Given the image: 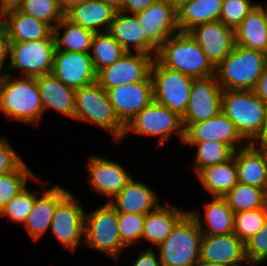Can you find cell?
I'll list each match as a JSON object with an SVG mask.
<instances>
[{
    "label": "cell",
    "mask_w": 267,
    "mask_h": 266,
    "mask_svg": "<svg viewBox=\"0 0 267 266\" xmlns=\"http://www.w3.org/2000/svg\"><path fill=\"white\" fill-rule=\"evenodd\" d=\"M0 110L8 119L38 124L44 114L36 77L0 78Z\"/></svg>",
    "instance_id": "cell-1"
},
{
    "label": "cell",
    "mask_w": 267,
    "mask_h": 266,
    "mask_svg": "<svg viewBox=\"0 0 267 266\" xmlns=\"http://www.w3.org/2000/svg\"><path fill=\"white\" fill-rule=\"evenodd\" d=\"M163 66L194 79L215 75V67L188 32L178 31L158 49L155 57Z\"/></svg>",
    "instance_id": "cell-2"
},
{
    "label": "cell",
    "mask_w": 267,
    "mask_h": 266,
    "mask_svg": "<svg viewBox=\"0 0 267 266\" xmlns=\"http://www.w3.org/2000/svg\"><path fill=\"white\" fill-rule=\"evenodd\" d=\"M222 112L247 143H254L264 129L267 104L253 90H223Z\"/></svg>",
    "instance_id": "cell-3"
},
{
    "label": "cell",
    "mask_w": 267,
    "mask_h": 266,
    "mask_svg": "<svg viewBox=\"0 0 267 266\" xmlns=\"http://www.w3.org/2000/svg\"><path fill=\"white\" fill-rule=\"evenodd\" d=\"M267 63V54L234 45L215 67V77L223 90H253Z\"/></svg>",
    "instance_id": "cell-4"
},
{
    "label": "cell",
    "mask_w": 267,
    "mask_h": 266,
    "mask_svg": "<svg viewBox=\"0 0 267 266\" xmlns=\"http://www.w3.org/2000/svg\"><path fill=\"white\" fill-rule=\"evenodd\" d=\"M202 237L197 221L188 211L158 247L161 266H196Z\"/></svg>",
    "instance_id": "cell-5"
},
{
    "label": "cell",
    "mask_w": 267,
    "mask_h": 266,
    "mask_svg": "<svg viewBox=\"0 0 267 266\" xmlns=\"http://www.w3.org/2000/svg\"><path fill=\"white\" fill-rule=\"evenodd\" d=\"M74 119L91 122L111 132L115 142L124 138L125 126L118 119L107 91L97 82L76 89Z\"/></svg>",
    "instance_id": "cell-6"
},
{
    "label": "cell",
    "mask_w": 267,
    "mask_h": 266,
    "mask_svg": "<svg viewBox=\"0 0 267 266\" xmlns=\"http://www.w3.org/2000/svg\"><path fill=\"white\" fill-rule=\"evenodd\" d=\"M84 242L87 247L103 252L116 261L126 249L121 241L118 213L109 202L89 214L85 213Z\"/></svg>",
    "instance_id": "cell-7"
},
{
    "label": "cell",
    "mask_w": 267,
    "mask_h": 266,
    "mask_svg": "<svg viewBox=\"0 0 267 266\" xmlns=\"http://www.w3.org/2000/svg\"><path fill=\"white\" fill-rule=\"evenodd\" d=\"M150 76L153 83V101L178 113L186 112L194 78L163 66L154 58Z\"/></svg>",
    "instance_id": "cell-8"
},
{
    "label": "cell",
    "mask_w": 267,
    "mask_h": 266,
    "mask_svg": "<svg viewBox=\"0 0 267 266\" xmlns=\"http://www.w3.org/2000/svg\"><path fill=\"white\" fill-rule=\"evenodd\" d=\"M130 132L142 136H156L158 145H163L173 134L178 135L182 143L185 137L182 117L155 101L139 112L125 127L124 138Z\"/></svg>",
    "instance_id": "cell-9"
},
{
    "label": "cell",
    "mask_w": 267,
    "mask_h": 266,
    "mask_svg": "<svg viewBox=\"0 0 267 266\" xmlns=\"http://www.w3.org/2000/svg\"><path fill=\"white\" fill-rule=\"evenodd\" d=\"M55 50L54 33L36 41L10 43L8 72L18 69L22 76L27 77L49 74L52 71Z\"/></svg>",
    "instance_id": "cell-10"
},
{
    "label": "cell",
    "mask_w": 267,
    "mask_h": 266,
    "mask_svg": "<svg viewBox=\"0 0 267 266\" xmlns=\"http://www.w3.org/2000/svg\"><path fill=\"white\" fill-rule=\"evenodd\" d=\"M70 192L57 204L50 230L64 247L74 251L84 241L85 211Z\"/></svg>",
    "instance_id": "cell-11"
},
{
    "label": "cell",
    "mask_w": 267,
    "mask_h": 266,
    "mask_svg": "<svg viewBox=\"0 0 267 266\" xmlns=\"http://www.w3.org/2000/svg\"><path fill=\"white\" fill-rule=\"evenodd\" d=\"M222 93L223 89L215 75L194 79L182 123L195 124L215 117L222 111Z\"/></svg>",
    "instance_id": "cell-12"
},
{
    "label": "cell",
    "mask_w": 267,
    "mask_h": 266,
    "mask_svg": "<svg viewBox=\"0 0 267 266\" xmlns=\"http://www.w3.org/2000/svg\"><path fill=\"white\" fill-rule=\"evenodd\" d=\"M154 57L136 52H126L111 66L101 69L97 73V83L104 89L120 85L144 81L151 72Z\"/></svg>",
    "instance_id": "cell-13"
},
{
    "label": "cell",
    "mask_w": 267,
    "mask_h": 266,
    "mask_svg": "<svg viewBox=\"0 0 267 266\" xmlns=\"http://www.w3.org/2000/svg\"><path fill=\"white\" fill-rule=\"evenodd\" d=\"M142 26L146 41L156 50L179 30L177 9L165 0H156L144 11L135 14Z\"/></svg>",
    "instance_id": "cell-14"
},
{
    "label": "cell",
    "mask_w": 267,
    "mask_h": 266,
    "mask_svg": "<svg viewBox=\"0 0 267 266\" xmlns=\"http://www.w3.org/2000/svg\"><path fill=\"white\" fill-rule=\"evenodd\" d=\"M110 103L126 127L133 118L153 101V83L149 75L144 81L120 85L107 90Z\"/></svg>",
    "instance_id": "cell-15"
},
{
    "label": "cell",
    "mask_w": 267,
    "mask_h": 266,
    "mask_svg": "<svg viewBox=\"0 0 267 266\" xmlns=\"http://www.w3.org/2000/svg\"><path fill=\"white\" fill-rule=\"evenodd\" d=\"M51 73L75 90L97 81L90 54L55 50Z\"/></svg>",
    "instance_id": "cell-16"
},
{
    "label": "cell",
    "mask_w": 267,
    "mask_h": 266,
    "mask_svg": "<svg viewBox=\"0 0 267 266\" xmlns=\"http://www.w3.org/2000/svg\"><path fill=\"white\" fill-rule=\"evenodd\" d=\"M87 168L91 189L111 200L132 180L126 168L102 156H90Z\"/></svg>",
    "instance_id": "cell-17"
},
{
    "label": "cell",
    "mask_w": 267,
    "mask_h": 266,
    "mask_svg": "<svg viewBox=\"0 0 267 266\" xmlns=\"http://www.w3.org/2000/svg\"><path fill=\"white\" fill-rule=\"evenodd\" d=\"M188 33L202 48L214 67L232 51L235 45L234 30L220 20L197 25Z\"/></svg>",
    "instance_id": "cell-18"
},
{
    "label": "cell",
    "mask_w": 267,
    "mask_h": 266,
    "mask_svg": "<svg viewBox=\"0 0 267 266\" xmlns=\"http://www.w3.org/2000/svg\"><path fill=\"white\" fill-rule=\"evenodd\" d=\"M185 137L183 142H205L214 140L231 145L235 150L247 142L237 131L235 125L220 111L215 117L195 124H183ZM239 144V148L237 146Z\"/></svg>",
    "instance_id": "cell-19"
},
{
    "label": "cell",
    "mask_w": 267,
    "mask_h": 266,
    "mask_svg": "<svg viewBox=\"0 0 267 266\" xmlns=\"http://www.w3.org/2000/svg\"><path fill=\"white\" fill-rule=\"evenodd\" d=\"M0 25L5 29L10 43L36 41L53 33L48 24L23 13L15 5L0 10Z\"/></svg>",
    "instance_id": "cell-20"
},
{
    "label": "cell",
    "mask_w": 267,
    "mask_h": 266,
    "mask_svg": "<svg viewBox=\"0 0 267 266\" xmlns=\"http://www.w3.org/2000/svg\"><path fill=\"white\" fill-rule=\"evenodd\" d=\"M200 261L226 266L247 263L245 244L232 232L225 235H203Z\"/></svg>",
    "instance_id": "cell-21"
},
{
    "label": "cell",
    "mask_w": 267,
    "mask_h": 266,
    "mask_svg": "<svg viewBox=\"0 0 267 266\" xmlns=\"http://www.w3.org/2000/svg\"><path fill=\"white\" fill-rule=\"evenodd\" d=\"M238 182L265 189L267 186V149L247 143L234 152Z\"/></svg>",
    "instance_id": "cell-22"
},
{
    "label": "cell",
    "mask_w": 267,
    "mask_h": 266,
    "mask_svg": "<svg viewBox=\"0 0 267 266\" xmlns=\"http://www.w3.org/2000/svg\"><path fill=\"white\" fill-rule=\"evenodd\" d=\"M108 32L126 52H132L131 47H134L136 52L154 58L157 55V51L146 41L144 30L134 14L116 11Z\"/></svg>",
    "instance_id": "cell-23"
},
{
    "label": "cell",
    "mask_w": 267,
    "mask_h": 266,
    "mask_svg": "<svg viewBox=\"0 0 267 266\" xmlns=\"http://www.w3.org/2000/svg\"><path fill=\"white\" fill-rule=\"evenodd\" d=\"M159 197L147 184L132 180L109 203L117 213L147 214L159 206Z\"/></svg>",
    "instance_id": "cell-24"
},
{
    "label": "cell",
    "mask_w": 267,
    "mask_h": 266,
    "mask_svg": "<svg viewBox=\"0 0 267 266\" xmlns=\"http://www.w3.org/2000/svg\"><path fill=\"white\" fill-rule=\"evenodd\" d=\"M44 113L53 108L70 118H75V93L72 87L63 84L52 73L36 77Z\"/></svg>",
    "instance_id": "cell-25"
},
{
    "label": "cell",
    "mask_w": 267,
    "mask_h": 266,
    "mask_svg": "<svg viewBox=\"0 0 267 266\" xmlns=\"http://www.w3.org/2000/svg\"><path fill=\"white\" fill-rule=\"evenodd\" d=\"M68 193V190L55 186L48 190L46 189L42 192V197L35 199L33 209L23 224L34 241L39 240L48 231L57 204Z\"/></svg>",
    "instance_id": "cell-26"
},
{
    "label": "cell",
    "mask_w": 267,
    "mask_h": 266,
    "mask_svg": "<svg viewBox=\"0 0 267 266\" xmlns=\"http://www.w3.org/2000/svg\"><path fill=\"white\" fill-rule=\"evenodd\" d=\"M116 11L102 0H85L65 12L71 22L81 25L94 33L109 30ZM101 29V30H100Z\"/></svg>",
    "instance_id": "cell-27"
},
{
    "label": "cell",
    "mask_w": 267,
    "mask_h": 266,
    "mask_svg": "<svg viewBox=\"0 0 267 266\" xmlns=\"http://www.w3.org/2000/svg\"><path fill=\"white\" fill-rule=\"evenodd\" d=\"M234 34L236 45L267 54V15L264 7L255 6Z\"/></svg>",
    "instance_id": "cell-28"
},
{
    "label": "cell",
    "mask_w": 267,
    "mask_h": 266,
    "mask_svg": "<svg viewBox=\"0 0 267 266\" xmlns=\"http://www.w3.org/2000/svg\"><path fill=\"white\" fill-rule=\"evenodd\" d=\"M204 206L205 212L202 219L198 210L189 211L197 221L203 235H225L233 232L235 213L228 207L223 197H213V200L206 202Z\"/></svg>",
    "instance_id": "cell-29"
},
{
    "label": "cell",
    "mask_w": 267,
    "mask_h": 266,
    "mask_svg": "<svg viewBox=\"0 0 267 266\" xmlns=\"http://www.w3.org/2000/svg\"><path fill=\"white\" fill-rule=\"evenodd\" d=\"M187 212L171 206L169 203L166 206L159 205L156 209L146 214L142 239L159 247Z\"/></svg>",
    "instance_id": "cell-30"
},
{
    "label": "cell",
    "mask_w": 267,
    "mask_h": 266,
    "mask_svg": "<svg viewBox=\"0 0 267 266\" xmlns=\"http://www.w3.org/2000/svg\"><path fill=\"white\" fill-rule=\"evenodd\" d=\"M223 0H190L177 9V25L181 32L207 22L218 21Z\"/></svg>",
    "instance_id": "cell-31"
},
{
    "label": "cell",
    "mask_w": 267,
    "mask_h": 266,
    "mask_svg": "<svg viewBox=\"0 0 267 266\" xmlns=\"http://www.w3.org/2000/svg\"><path fill=\"white\" fill-rule=\"evenodd\" d=\"M196 175L211 197H224L238 183L234 156L226 162L206 167Z\"/></svg>",
    "instance_id": "cell-32"
},
{
    "label": "cell",
    "mask_w": 267,
    "mask_h": 266,
    "mask_svg": "<svg viewBox=\"0 0 267 266\" xmlns=\"http://www.w3.org/2000/svg\"><path fill=\"white\" fill-rule=\"evenodd\" d=\"M60 28H63V35L60 34ZM53 33L56 50L90 53L92 38L95 34L93 31L71 22L64 16L60 23L54 27Z\"/></svg>",
    "instance_id": "cell-33"
},
{
    "label": "cell",
    "mask_w": 267,
    "mask_h": 266,
    "mask_svg": "<svg viewBox=\"0 0 267 266\" xmlns=\"http://www.w3.org/2000/svg\"><path fill=\"white\" fill-rule=\"evenodd\" d=\"M125 53L126 51L123 47L108 31L98 32L93 35L89 54L96 73L114 64Z\"/></svg>",
    "instance_id": "cell-34"
},
{
    "label": "cell",
    "mask_w": 267,
    "mask_h": 266,
    "mask_svg": "<svg viewBox=\"0 0 267 266\" xmlns=\"http://www.w3.org/2000/svg\"><path fill=\"white\" fill-rule=\"evenodd\" d=\"M185 145L197 146L194 160V168L198 174L206 167L217 165L230 160L234 156L235 149L231 145L214 140L205 142H183Z\"/></svg>",
    "instance_id": "cell-35"
},
{
    "label": "cell",
    "mask_w": 267,
    "mask_h": 266,
    "mask_svg": "<svg viewBox=\"0 0 267 266\" xmlns=\"http://www.w3.org/2000/svg\"><path fill=\"white\" fill-rule=\"evenodd\" d=\"M236 214L264 207V189L238 182L224 197Z\"/></svg>",
    "instance_id": "cell-36"
},
{
    "label": "cell",
    "mask_w": 267,
    "mask_h": 266,
    "mask_svg": "<svg viewBox=\"0 0 267 266\" xmlns=\"http://www.w3.org/2000/svg\"><path fill=\"white\" fill-rule=\"evenodd\" d=\"M15 6L23 13L45 22L52 29L65 16L59 0H20Z\"/></svg>",
    "instance_id": "cell-37"
},
{
    "label": "cell",
    "mask_w": 267,
    "mask_h": 266,
    "mask_svg": "<svg viewBox=\"0 0 267 266\" xmlns=\"http://www.w3.org/2000/svg\"><path fill=\"white\" fill-rule=\"evenodd\" d=\"M29 178L39 181L25 161L14 171L0 174V207L2 209L27 186Z\"/></svg>",
    "instance_id": "cell-38"
},
{
    "label": "cell",
    "mask_w": 267,
    "mask_h": 266,
    "mask_svg": "<svg viewBox=\"0 0 267 266\" xmlns=\"http://www.w3.org/2000/svg\"><path fill=\"white\" fill-rule=\"evenodd\" d=\"M266 219L267 210L265 207L238 212L234 215L233 233L245 243L263 228Z\"/></svg>",
    "instance_id": "cell-39"
},
{
    "label": "cell",
    "mask_w": 267,
    "mask_h": 266,
    "mask_svg": "<svg viewBox=\"0 0 267 266\" xmlns=\"http://www.w3.org/2000/svg\"><path fill=\"white\" fill-rule=\"evenodd\" d=\"M37 197L38 195L28 190L26 186L2 209L0 217L7 216L10 221L23 225L31 213Z\"/></svg>",
    "instance_id": "cell-40"
},
{
    "label": "cell",
    "mask_w": 267,
    "mask_h": 266,
    "mask_svg": "<svg viewBox=\"0 0 267 266\" xmlns=\"http://www.w3.org/2000/svg\"><path fill=\"white\" fill-rule=\"evenodd\" d=\"M145 218L146 214L118 213L119 232L125 247L142 241Z\"/></svg>",
    "instance_id": "cell-41"
},
{
    "label": "cell",
    "mask_w": 267,
    "mask_h": 266,
    "mask_svg": "<svg viewBox=\"0 0 267 266\" xmlns=\"http://www.w3.org/2000/svg\"><path fill=\"white\" fill-rule=\"evenodd\" d=\"M257 5L261 4H255L252 1L223 0L219 20L235 31L243 19Z\"/></svg>",
    "instance_id": "cell-42"
},
{
    "label": "cell",
    "mask_w": 267,
    "mask_h": 266,
    "mask_svg": "<svg viewBox=\"0 0 267 266\" xmlns=\"http://www.w3.org/2000/svg\"><path fill=\"white\" fill-rule=\"evenodd\" d=\"M244 244L247 262L258 265L267 260V219L263 228Z\"/></svg>",
    "instance_id": "cell-43"
},
{
    "label": "cell",
    "mask_w": 267,
    "mask_h": 266,
    "mask_svg": "<svg viewBox=\"0 0 267 266\" xmlns=\"http://www.w3.org/2000/svg\"><path fill=\"white\" fill-rule=\"evenodd\" d=\"M23 160L14 151L9 142L0 137V174L14 171Z\"/></svg>",
    "instance_id": "cell-44"
},
{
    "label": "cell",
    "mask_w": 267,
    "mask_h": 266,
    "mask_svg": "<svg viewBox=\"0 0 267 266\" xmlns=\"http://www.w3.org/2000/svg\"><path fill=\"white\" fill-rule=\"evenodd\" d=\"M10 42L8 40L7 33L5 29L0 25V78L4 77V70L8 71V66L4 65L5 59L9 55ZM4 65V66H3ZM6 66V68H5ZM4 67V68H3ZM3 73V74H2Z\"/></svg>",
    "instance_id": "cell-45"
},
{
    "label": "cell",
    "mask_w": 267,
    "mask_h": 266,
    "mask_svg": "<svg viewBox=\"0 0 267 266\" xmlns=\"http://www.w3.org/2000/svg\"><path fill=\"white\" fill-rule=\"evenodd\" d=\"M155 1L156 0H123L122 9L120 11L123 13H131L135 15L141 11H144Z\"/></svg>",
    "instance_id": "cell-46"
},
{
    "label": "cell",
    "mask_w": 267,
    "mask_h": 266,
    "mask_svg": "<svg viewBox=\"0 0 267 266\" xmlns=\"http://www.w3.org/2000/svg\"><path fill=\"white\" fill-rule=\"evenodd\" d=\"M133 266H161L160 256H156L153 249L141 251L138 259L134 262Z\"/></svg>",
    "instance_id": "cell-47"
},
{
    "label": "cell",
    "mask_w": 267,
    "mask_h": 266,
    "mask_svg": "<svg viewBox=\"0 0 267 266\" xmlns=\"http://www.w3.org/2000/svg\"><path fill=\"white\" fill-rule=\"evenodd\" d=\"M254 93L267 104V63L253 88Z\"/></svg>",
    "instance_id": "cell-48"
},
{
    "label": "cell",
    "mask_w": 267,
    "mask_h": 266,
    "mask_svg": "<svg viewBox=\"0 0 267 266\" xmlns=\"http://www.w3.org/2000/svg\"><path fill=\"white\" fill-rule=\"evenodd\" d=\"M258 139L259 141H257L258 142L257 146L267 149V115H266V122H265L264 129L262 133L260 134V136L258 137Z\"/></svg>",
    "instance_id": "cell-49"
},
{
    "label": "cell",
    "mask_w": 267,
    "mask_h": 266,
    "mask_svg": "<svg viewBox=\"0 0 267 266\" xmlns=\"http://www.w3.org/2000/svg\"><path fill=\"white\" fill-rule=\"evenodd\" d=\"M85 0H59L60 6L64 12L70 9L72 6L81 3Z\"/></svg>",
    "instance_id": "cell-50"
},
{
    "label": "cell",
    "mask_w": 267,
    "mask_h": 266,
    "mask_svg": "<svg viewBox=\"0 0 267 266\" xmlns=\"http://www.w3.org/2000/svg\"><path fill=\"white\" fill-rule=\"evenodd\" d=\"M108 5H110L115 11H120L122 9L123 0H102Z\"/></svg>",
    "instance_id": "cell-51"
},
{
    "label": "cell",
    "mask_w": 267,
    "mask_h": 266,
    "mask_svg": "<svg viewBox=\"0 0 267 266\" xmlns=\"http://www.w3.org/2000/svg\"><path fill=\"white\" fill-rule=\"evenodd\" d=\"M172 4L176 9L180 8L184 3L190 1V0H165Z\"/></svg>",
    "instance_id": "cell-52"
},
{
    "label": "cell",
    "mask_w": 267,
    "mask_h": 266,
    "mask_svg": "<svg viewBox=\"0 0 267 266\" xmlns=\"http://www.w3.org/2000/svg\"><path fill=\"white\" fill-rule=\"evenodd\" d=\"M196 266H226V265L217 264L213 262L199 261Z\"/></svg>",
    "instance_id": "cell-53"
},
{
    "label": "cell",
    "mask_w": 267,
    "mask_h": 266,
    "mask_svg": "<svg viewBox=\"0 0 267 266\" xmlns=\"http://www.w3.org/2000/svg\"><path fill=\"white\" fill-rule=\"evenodd\" d=\"M19 1L20 0H5V7L10 6V5H15Z\"/></svg>",
    "instance_id": "cell-54"
},
{
    "label": "cell",
    "mask_w": 267,
    "mask_h": 266,
    "mask_svg": "<svg viewBox=\"0 0 267 266\" xmlns=\"http://www.w3.org/2000/svg\"><path fill=\"white\" fill-rule=\"evenodd\" d=\"M264 207L267 210V186L264 189Z\"/></svg>",
    "instance_id": "cell-55"
},
{
    "label": "cell",
    "mask_w": 267,
    "mask_h": 266,
    "mask_svg": "<svg viewBox=\"0 0 267 266\" xmlns=\"http://www.w3.org/2000/svg\"><path fill=\"white\" fill-rule=\"evenodd\" d=\"M5 7V0H0V10Z\"/></svg>",
    "instance_id": "cell-56"
},
{
    "label": "cell",
    "mask_w": 267,
    "mask_h": 266,
    "mask_svg": "<svg viewBox=\"0 0 267 266\" xmlns=\"http://www.w3.org/2000/svg\"><path fill=\"white\" fill-rule=\"evenodd\" d=\"M247 264H249L250 266H255L256 264H253V263H250V262H247ZM238 266H241V265H238Z\"/></svg>",
    "instance_id": "cell-57"
}]
</instances>
